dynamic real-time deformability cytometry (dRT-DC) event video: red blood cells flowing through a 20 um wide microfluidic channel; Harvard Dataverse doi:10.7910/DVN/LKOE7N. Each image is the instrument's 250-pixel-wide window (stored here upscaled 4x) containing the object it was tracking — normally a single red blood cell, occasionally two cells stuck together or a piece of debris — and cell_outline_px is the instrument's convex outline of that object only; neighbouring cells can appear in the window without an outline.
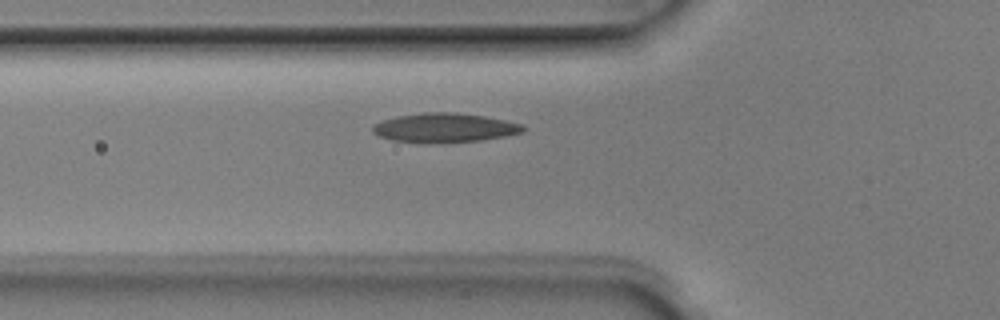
{"species": "Egyptian fruit bat (a non-hibernating species)", "species_latin": "Rousettus aegyptiacus", "temperature_condition": "room temperature", "stored_images_in_passage": 4, "camera_frame_rate_fps": 3000, "um_per_image_px": 0.085, "animal": {"sex": "male"}, "frame": {"image": 1, "passage_image": 4, "time_ms": 1.0, "image_size_px": [1000, 320], "cell_outline_px": [[528, 128], [524, 132], [504, 136], [480, 140], [432, 144], [428, 144], [392, 140], [380, 136], [372, 132], [372, 124], [396, 116], [424, 112], [456, 112], [484, 116], [524, 124]], "centroid_in_image_um": [37.79, 10.86], "position_along_channel_um": 88.0, "area_um2": 25.95}}